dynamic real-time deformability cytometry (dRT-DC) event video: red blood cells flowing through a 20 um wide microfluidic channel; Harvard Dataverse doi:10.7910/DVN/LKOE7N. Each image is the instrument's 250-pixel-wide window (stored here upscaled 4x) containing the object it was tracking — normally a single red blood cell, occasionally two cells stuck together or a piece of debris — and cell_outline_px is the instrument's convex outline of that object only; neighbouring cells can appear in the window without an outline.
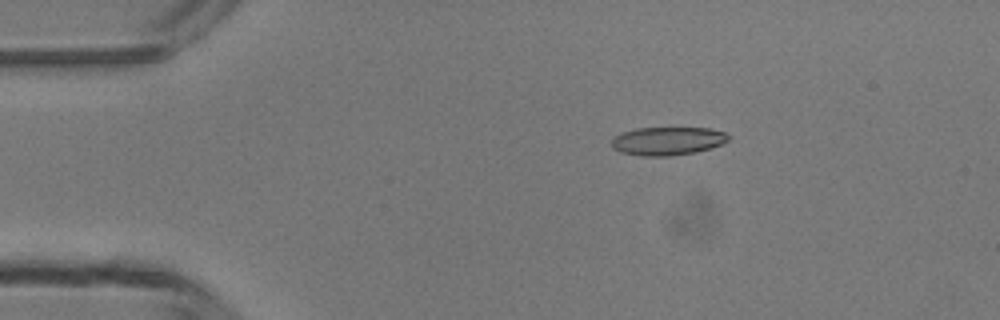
{"species": "common noctule bat (a hibernating species)", "species_latin": "Nyctalus noctula", "temperature_condition": "room temperature", "stored_images_in_passage": 46, "camera_frame_rate_fps": 3000, "um_per_image_px": 0.085, "animal": {"sex": "male", "body_mass_g": 13.3}, "frame": {"image": 1, "passage_image": 7, "time_ms": 2.0, "image_size_px": [1000, 320], "cell_outline_px": [[732, 136], [728, 140], [712, 148], [696, 152], [672, 156], [640, 156], [620, 152], [612, 148], [612, 140], [620, 132], [636, 128], [708, 128], [724, 132]], "centroid_in_image_um": [56.74, 11.99], "position_along_channel_um": 28.3, "area_um2": 19.42}}
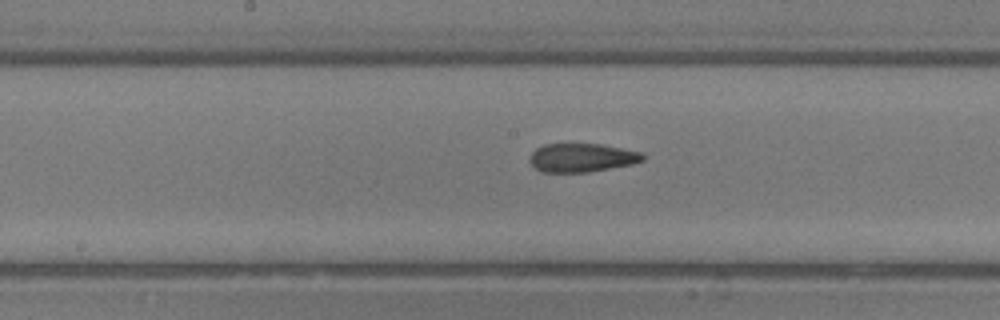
{"frame": {"image": 2, "passage_image": 23, "time_ms": 7.333, "image_size_px": [1000, 320], "cell_outline_px": [[644, 160], [632, 164], [588, 172], [540, 172], [528, 160], [528, 156], [536, 148], [544, 144], [600, 144], [644, 152]], "centroid_in_image_um": [49.44, 13.4], "position_along_channel_um": 198.8, "area_um2": 18.96}}
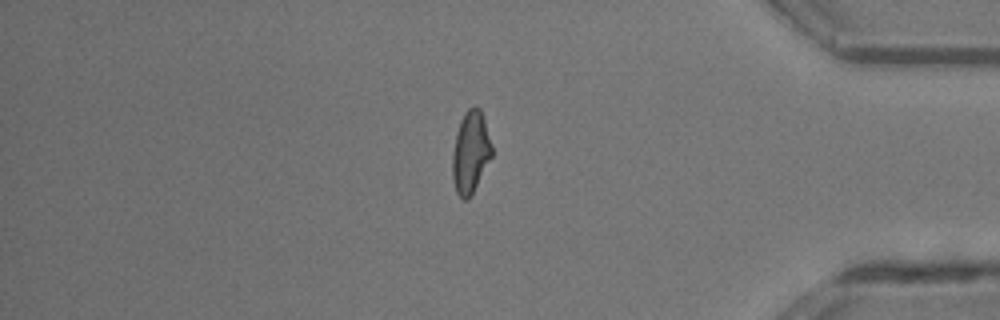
{"frame": {"image": 3, "passage_image": 39, "time_ms": 12.667, "image_size_px": [1000, 320], "cell_outline_px": [[492, 156], [472, 196], [468, 200], [464, 200], [456, 192], [452, 176], [452, 152], [456, 132], [460, 120], [464, 112], [472, 104], [476, 104], [480, 108], [492, 144]], "centroid_in_image_um": [39.99, 12.93], "position_along_channel_um": 395.2, "area_um2": 19.25}, "authors_computed_cell_mechanics": {"area_um2": 19.363, "velocity_mm_per_s": 4.2805, "shape_relaxation_time_tau1_ms": 9.3787, "shape_relaxation_time_tau2_ms": 1.7127, "deformation_change_tau1": 0.2659, "deformation_change_tau2": 0.0967}}